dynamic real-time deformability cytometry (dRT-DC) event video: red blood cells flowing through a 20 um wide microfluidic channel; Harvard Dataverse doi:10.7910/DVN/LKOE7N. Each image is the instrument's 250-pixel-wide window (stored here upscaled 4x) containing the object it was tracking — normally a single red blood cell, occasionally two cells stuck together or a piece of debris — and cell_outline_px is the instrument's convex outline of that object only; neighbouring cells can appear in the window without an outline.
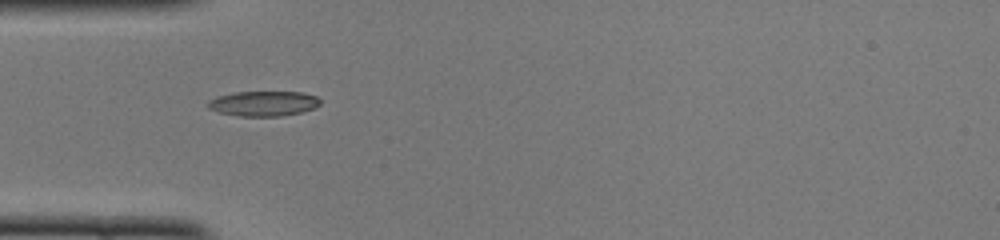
{"species": "common noctule bat (a hibernating species)", "species_latin": "Nyctalus noctula", "temperature_condition": "cold", "stored_images_in_passage": 36, "camera_frame_rate_fps": 3000, "um_per_image_px": 0.085, "animal": {"sex": "female", "body_mass_g": 22.0, "forearm_length_mm": 56.7}, "frame": {"image": 1, "passage_image": 1, "time_ms": 0.0, "image_size_px": [1000, 240], "cell_outline_px": [[320, 104], [312, 108], [300, 112], [280, 116], [236, 116], [220, 112], [208, 108], [208, 100], [216, 96], [232, 92], [300, 92], [316, 96], [320, 100]], "centroid_in_image_um": [22.35, 8.79], "position_along_channel_um": 62.7, "area_um2": 16.3}}
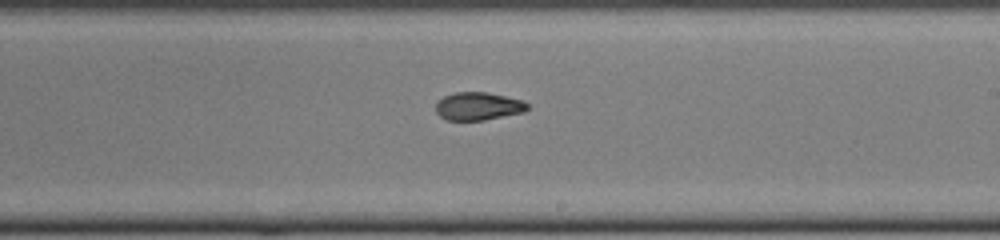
{"frame": {"image": 2, "passage_image": 15, "time_ms": 4.667, "image_size_px": [1000, 240], "cell_outline_px": [[528, 108], [524, 112], [484, 120], [444, 120], [436, 112], [436, 100], [444, 96], [456, 92], [488, 92], [524, 100], [528, 104]], "centroid_in_image_um": [40.64, 9.02], "position_along_channel_um": 248.4, "area_um2": 15.09}}
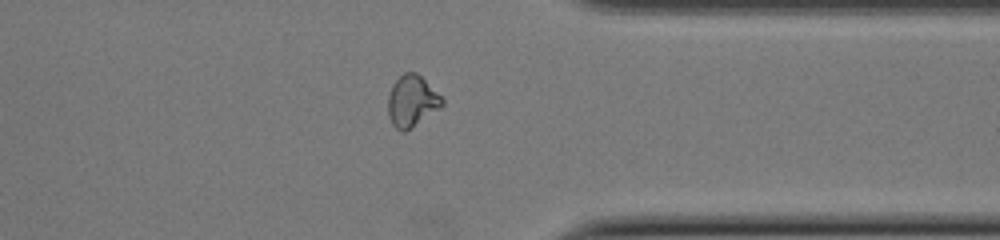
{"frame": {"image": 3, "passage_image": 25, "time_ms": 8.0, "image_size_px": [1000, 240], "cell_outline_px": [[444, 104], [440, 108], [404, 132], [400, 132], [392, 124], [388, 116], [388, 96], [392, 84], [404, 72], [416, 72], [444, 100]], "centroid_in_image_um": [34.98, 8.6], "position_along_channel_um": 376.4, "area_um2": 15.95}, "authors_computed_cell_mechanics": {"area_um2": 15.8372, "velocity_mm_per_s": 4.0074, "shape_relaxation_time_tau1_ms": 5.8615, "shape_relaxation_time_tau2_ms": 1.4544, "deformation_change_tau1": 0.1773, "deformation_change_tau2": 0.0631}}